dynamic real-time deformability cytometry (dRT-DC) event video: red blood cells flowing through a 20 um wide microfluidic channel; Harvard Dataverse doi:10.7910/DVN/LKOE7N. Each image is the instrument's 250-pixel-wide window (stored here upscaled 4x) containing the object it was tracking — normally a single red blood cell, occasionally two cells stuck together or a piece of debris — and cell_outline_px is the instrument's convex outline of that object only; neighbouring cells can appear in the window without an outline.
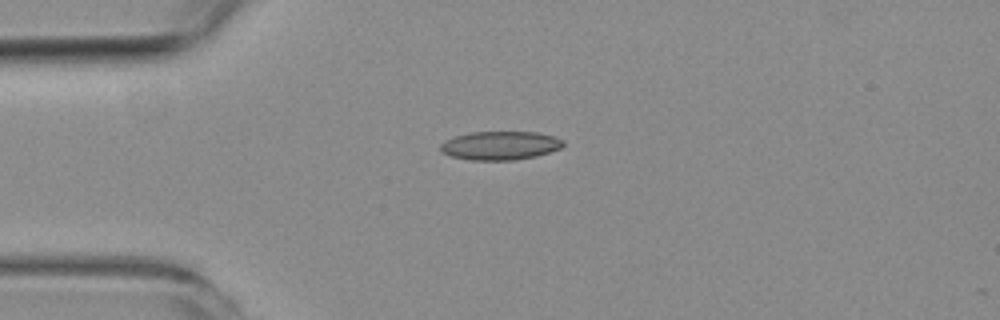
{"species": "common noctule bat (a hibernating species)", "species_latin": "Nyctalus noctula", "temperature_condition": "room temperature", "stored_images_in_passage": 6, "camera_frame_rate_fps": 3000, "um_per_image_px": 0.085, "animal": {"sex": "female", "body_mass_g": 19.3, "forearm_length_mm": 54.1}, "frame": {"image": 1, "passage_image": 1, "time_ms": 0.0, "image_size_px": [1000, 320], "cell_outline_px": [[564, 144], [560, 148], [536, 156], [512, 160], [468, 160], [452, 156], [440, 152], [440, 144], [456, 136], [472, 132], [536, 132], [552, 136], [564, 140]], "centroid_in_image_um": [42.51, 12.37], "position_along_channel_um": 42.5, "area_um2": 20.29}}
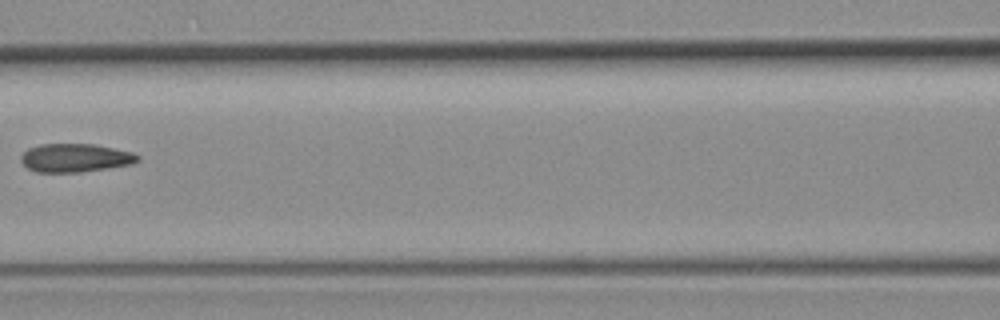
{"frame": {"image": 2, "passage_image": 4, "time_ms": 3.667, "image_size_px": [1000, 320], "cell_outline_px": [[140, 160], [132, 164], [108, 168], [80, 172], [36, 172], [28, 168], [20, 160], [20, 156], [28, 148], [40, 144], [92, 144], [132, 152], [140, 156]], "centroid_in_image_um": [6.39, 13.42], "position_along_channel_um": 160.2, "area_um2": 19.31}}
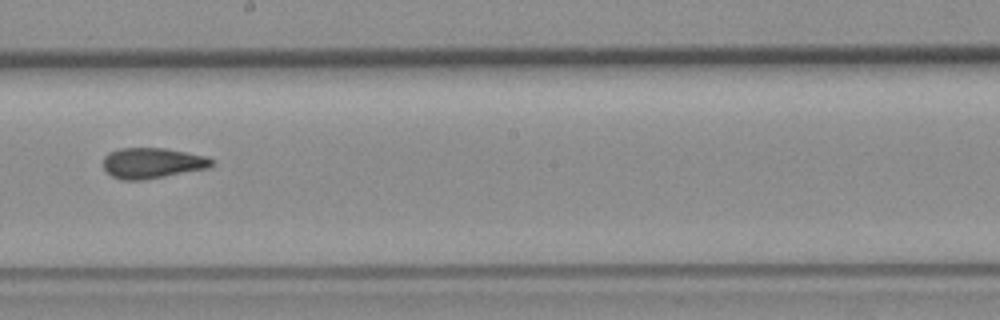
{"frame": {"image": 3, "passage_image": 6, "time_ms": 5.667, "image_size_px": [1000, 320], "cell_outline_px": [[216, 164], [208, 168], [144, 180], [120, 180], [112, 176], [104, 168], [104, 156], [108, 152], [120, 148], [164, 148], [208, 156], [216, 160]], "centroid_in_image_um": [12.98, 13.85], "position_along_channel_um": 235.2, "area_um2": 19.54}}